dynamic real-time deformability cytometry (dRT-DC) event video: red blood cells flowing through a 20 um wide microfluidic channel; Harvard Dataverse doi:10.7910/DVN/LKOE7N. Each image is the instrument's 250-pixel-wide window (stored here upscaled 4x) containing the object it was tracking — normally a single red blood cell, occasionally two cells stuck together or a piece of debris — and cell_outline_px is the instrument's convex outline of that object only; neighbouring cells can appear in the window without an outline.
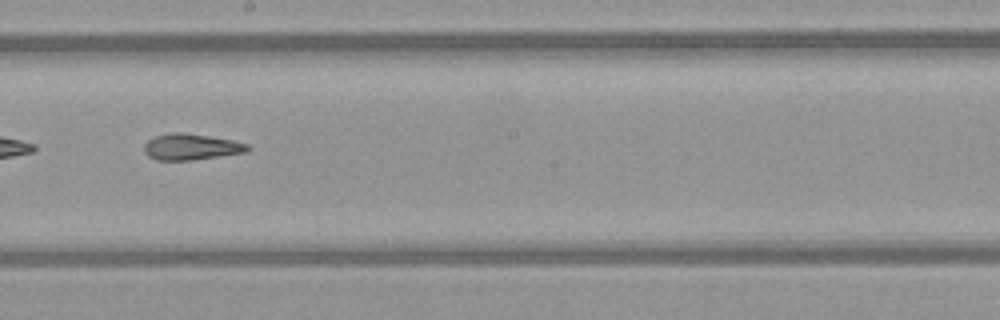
{"species": "common noctule bat (a hibernating species)", "species_latin": "Nyctalus noctula", "temperature_condition": "warm", "stored_images_in_passage": 50, "camera_frame_rate_fps": 3000, "um_per_image_px": 0.085, "animal": {"sex": "female", "body_mass_g": 21.9}, "frame": {"image": 1, "passage_image": 29, "time_ms": 9.333, "image_size_px": [1000, 320], "cell_outline_px": [[252, 148], [248, 152], [192, 160], [156, 160], [148, 156], [144, 152], [144, 144], [148, 140], [156, 136], [172, 132], [184, 132], [232, 140], [248, 144]], "centroid_in_image_um": [16.26, 12.48], "position_along_channel_um": 231.9, "area_um2": 15.84}, "authors_computed_cell_mechanics": {"area_um2": 16.7909, "velocity_mm_per_s": 4.1022, "shape_relaxation_time_tau1_ms": 8.6188, "shape_relaxation_time_tau2_ms": 2.6872, "deformation_change_tau1": 0.274, "deformation_change_tau2": 0.1208}}